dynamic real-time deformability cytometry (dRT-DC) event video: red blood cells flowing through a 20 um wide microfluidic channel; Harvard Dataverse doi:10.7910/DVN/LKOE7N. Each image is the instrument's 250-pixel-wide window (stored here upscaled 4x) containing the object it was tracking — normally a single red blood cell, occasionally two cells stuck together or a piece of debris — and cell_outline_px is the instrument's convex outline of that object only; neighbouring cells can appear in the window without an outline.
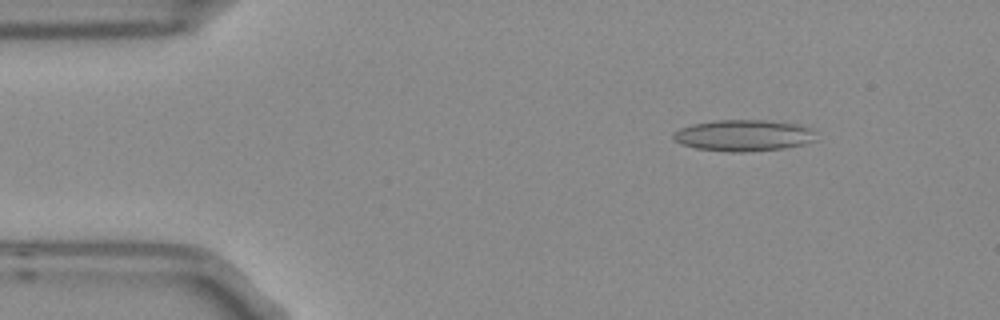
{"species": "Egyptian fruit bat (a non-hibernating species)", "species_latin": "Rousettus aegyptiacus", "temperature_condition": "room temperature", "stored_images_in_passage": 5, "camera_frame_rate_fps": 3000, "um_per_image_px": 0.085, "frame": {"image": 1, "passage_image": 2, "time_ms": 0.333, "image_size_px": [1000, 320], "cell_outline_px": [[816, 140], [804, 144], [784, 148], [740, 152], [728, 152], [696, 148], [672, 140], [672, 132], [680, 128], [692, 124], [716, 120], [764, 120], [800, 124], [812, 128]], "centroid_in_image_um": [63.2, 11.5], "position_along_channel_um": 21.8, "area_um2": 26.18}}